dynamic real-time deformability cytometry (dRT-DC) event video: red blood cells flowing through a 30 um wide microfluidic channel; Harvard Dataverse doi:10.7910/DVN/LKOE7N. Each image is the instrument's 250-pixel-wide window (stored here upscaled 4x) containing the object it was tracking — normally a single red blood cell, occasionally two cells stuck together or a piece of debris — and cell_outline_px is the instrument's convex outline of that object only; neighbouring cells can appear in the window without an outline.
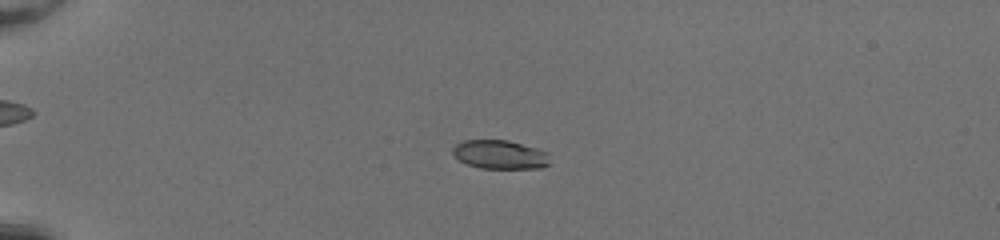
{"species": "common noctule bat (a hibernating species)", "species_latin": "Nyctalus noctula", "temperature_condition": "room temperature", "stored_images_in_passage": 53, "camera_frame_rate_fps": 3000, "um_per_image_px": 0.085, "animal": {"sex": "female", "body_mass_g": 20.0, "forearm_length_mm": 54.0}, "frame": {"image": 1, "passage_image": 15, "time_ms": 4.667, "image_size_px": [1000, 240], "cell_outline_px": [[548, 164], [544, 168], [480, 168], [468, 164], [460, 160], [452, 152], [452, 148], [456, 144], [464, 140], [508, 140], [536, 148], [548, 152]], "centroid_in_image_um": [42.5, 13.13], "position_along_channel_um": 42.5, "area_um2": 16.18}}
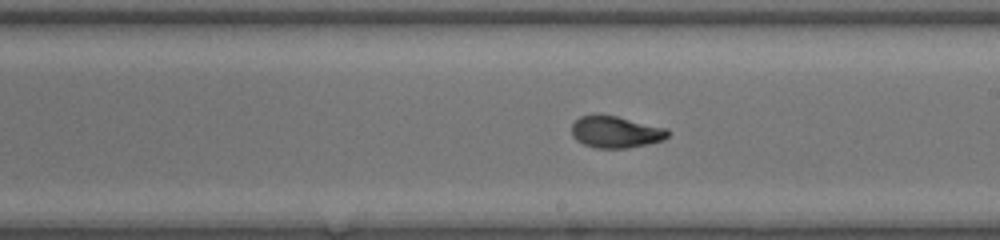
{"frame": {"image": 2, "passage_image": 33, "time_ms": 10.667, "image_size_px": [1000, 240], "cell_outline_px": [[668, 136], [664, 140], [648, 144], [628, 148], [596, 148], [584, 144], [576, 140], [572, 136], [572, 124], [580, 116], [616, 116], [668, 128]], "centroid_in_image_um": [52.36, 11.24], "position_along_channel_um": 236.6, "area_um2": 17.63}}
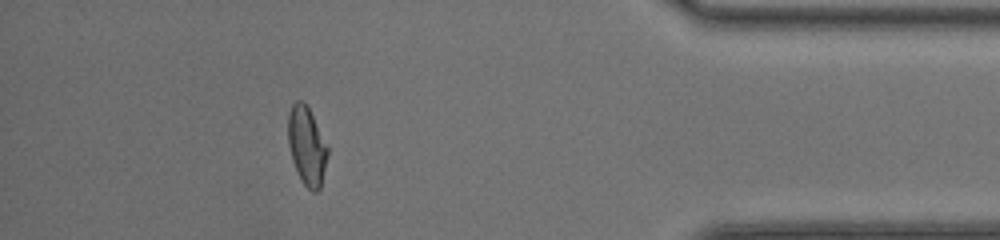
{"frame": {"image": 3, "passage_image": 48, "time_ms": 15.667, "image_size_px": [1000, 240], "cell_outline_px": [[328, 156], [320, 188], [316, 192], [312, 192], [300, 180], [292, 160], [288, 144], [288, 112], [292, 104], [296, 100], [304, 100], [328, 148]], "centroid_in_image_um": [26.06, 12.41], "position_along_channel_um": 409.1, "area_um2": 17.98}, "authors_computed_cell_mechanics": {"area_um2": 17.918, "velocity_mm_per_s": 4.1432, "shape_relaxation_time_tau1_ms": 7.3602, "shape_relaxation_time_tau2_ms": 0.9334, "deformation_change_tau1": 0.2636, "deformation_change_tau2": 0.0586}}